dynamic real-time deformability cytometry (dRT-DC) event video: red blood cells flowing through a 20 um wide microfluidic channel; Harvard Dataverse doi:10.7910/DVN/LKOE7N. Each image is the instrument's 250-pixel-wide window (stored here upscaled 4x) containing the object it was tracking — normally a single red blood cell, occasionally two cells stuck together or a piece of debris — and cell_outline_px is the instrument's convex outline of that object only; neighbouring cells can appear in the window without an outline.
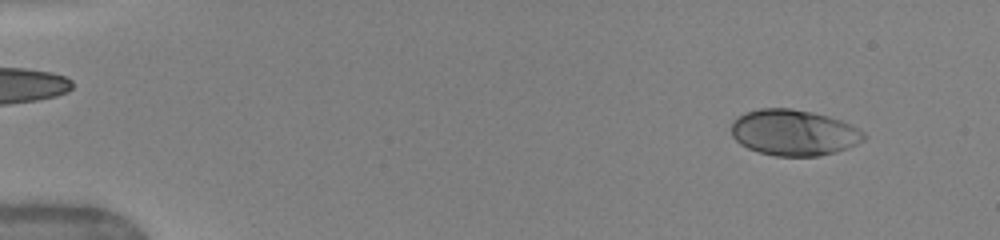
{"species": "human", "species_latin": "Homo sapiens", "temperature_condition": "warm", "stored_images_in_passage": 14, "camera_frame_rate_fps": 3000, "um_per_image_px": 0.085, "donor": {"sex": "female"}, "frame": {"image": 1, "passage_image": 3, "time_ms": 0.667, "image_size_px": [1000, 240], "cell_outline_px": [[868, 136], [864, 140], [848, 148], [836, 152], [820, 156], [776, 156], [760, 152], [748, 148], [740, 144], [732, 136], [732, 124], [736, 116], [744, 112], [760, 108], [792, 108], [812, 112], [828, 116], [852, 124], [860, 128]], "centroid_in_image_um": [67.5, 11.26], "position_along_channel_um": 17.5, "area_um2": 35.84}}
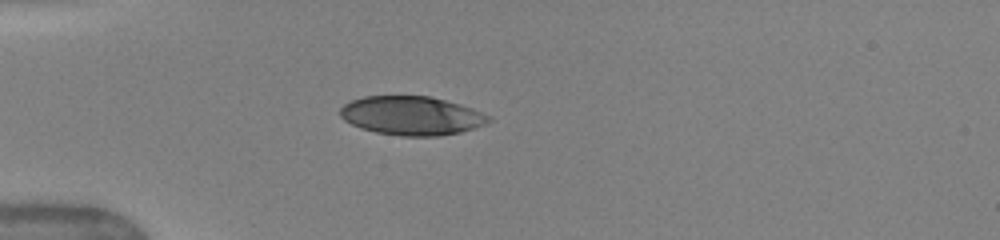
{"frame": {"image": 2, "passage_image": 10, "time_ms": 4.0, "image_size_px": [1000, 240], "cell_outline_px": [[492, 120], [484, 124], [460, 132], [436, 136], [400, 136], [376, 132], [360, 128], [344, 120], [340, 116], [340, 108], [344, 104], [352, 100], [364, 96], [428, 96], [460, 104], [472, 108], [492, 116]], "centroid_in_image_um": [34.98, 9.83], "position_along_channel_um": 50.0, "area_um2": 33.52}}